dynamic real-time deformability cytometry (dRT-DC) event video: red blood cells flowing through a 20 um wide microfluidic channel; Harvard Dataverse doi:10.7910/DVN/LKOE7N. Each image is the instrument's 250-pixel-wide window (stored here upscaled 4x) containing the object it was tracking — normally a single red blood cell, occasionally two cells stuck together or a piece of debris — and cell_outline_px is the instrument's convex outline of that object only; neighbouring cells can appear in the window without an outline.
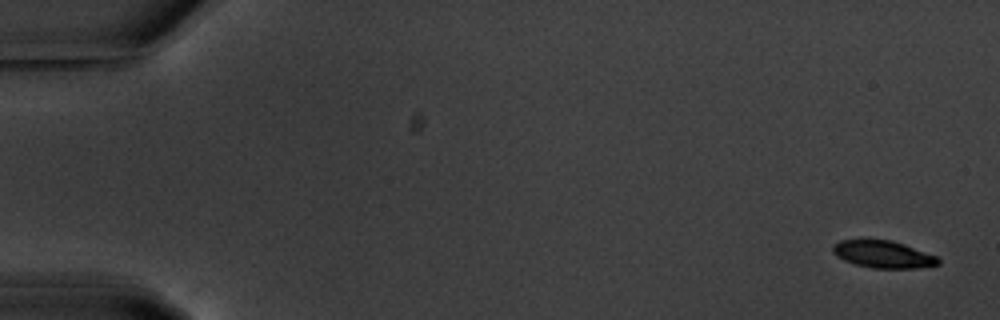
{"species": "common noctule bat (a hibernating species)", "species_latin": "Nyctalus noctula", "temperature_condition": "warm", "stored_images_in_passage": 10, "camera_frame_rate_fps": 3000, "um_per_image_px": 0.085, "animal": {"sex": "male", "body_mass_g": 20.1, "forearm_length_mm": 53.5}, "frame": {"image": 1, "passage_image": 1, "time_ms": 0.0, "image_size_px": [1000, 320], "cell_outline_px": [[940, 264], [916, 268], [872, 268], [856, 264], [844, 260], [836, 256], [832, 252], [832, 248], [840, 240], [892, 240], [904, 244], [936, 256], [940, 260]], "centroid_in_image_um": [75.07, 21.62], "position_along_channel_um": 9.9, "area_um2": 16.53}}
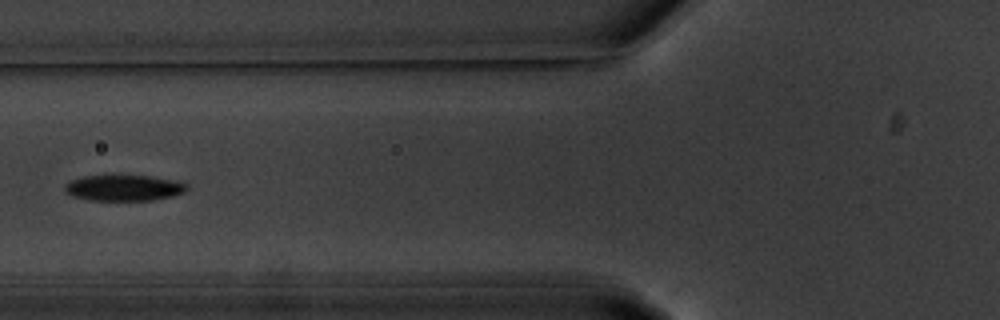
{"frame": {"image": 2, "passage_image": 7, "time_ms": 7.0, "image_size_px": [1000, 320], "cell_outline_px": [[188, 188], [184, 192], [172, 196], [152, 200], [88, 200], [72, 196], [64, 192], [64, 184], [72, 180], [84, 176], [104, 172], [112, 172], [152, 176], [176, 180], [188, 184]], "centroid_in_image_um": [10.48, 15.91], "position_along_channel_um": 115.3, "area_um2": 19.54}}
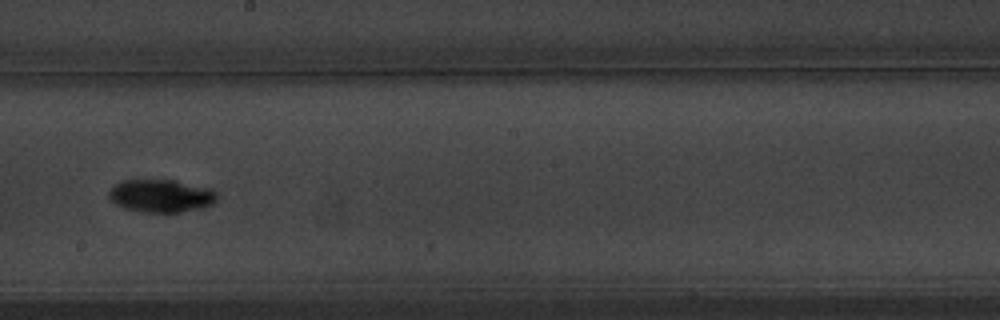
{"frame": {"image": 3, "passage_image": 10, "time_ms": 10.333, "image_size_px": [1000, 320], "cell_outline_px": [[216, 200], [212, 204], [204, 208], [180, 212], [140, 212], [124, 208], [116, 204], [108, 196], [108, 192], [116, 184], [124, 180], [144, 176], [152, 176], [172, 180], [208, 188], [216, 192]], "centroid_in_image_um": [13.64, 16.6], "position_along_channel_um": 234.6, "area_um2": 21.33}}